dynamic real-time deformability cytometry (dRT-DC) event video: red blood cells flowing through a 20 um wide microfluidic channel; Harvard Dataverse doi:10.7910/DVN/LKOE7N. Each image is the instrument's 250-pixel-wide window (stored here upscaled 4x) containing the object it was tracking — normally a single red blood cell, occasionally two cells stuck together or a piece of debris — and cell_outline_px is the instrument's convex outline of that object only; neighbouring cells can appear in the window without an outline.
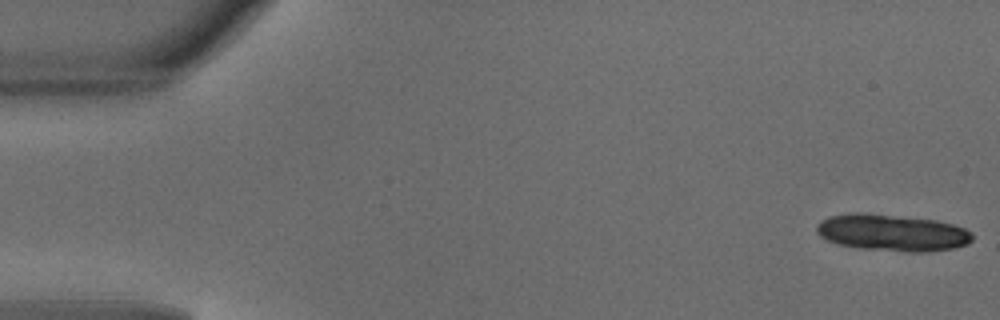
{"species": "common noctule bat (a hibernating species)", "species_latin": "Nyctalus noctula", "temperature_condition": "warm", "stored_images_in_passage": 30, "camera_frame_rate_fps": 3000, "um_per_image_px": 0.085, "animal": {"sex": "male", "body_mass_g": 18.8}, "frame": {"image": 1, "passage_image": 1, "time_ms": 0.0, "image_size_px": [1000, 320], "cell_outline_px": [[972, 240], [968, 244], [952, 248], [928, 252], [904, 252], [860, 248], [836, 244], [820, 236], [816, 232], [816, 224], [820, 220], [828, 216], [848, 212], [860, 212], [936, 220], [952, 224], [964, 228], [972, 232]], "centroid_in_image_um": [75.79, 19.77], "position_along_channel_um": 9.2, "area_um2": 33.64}}
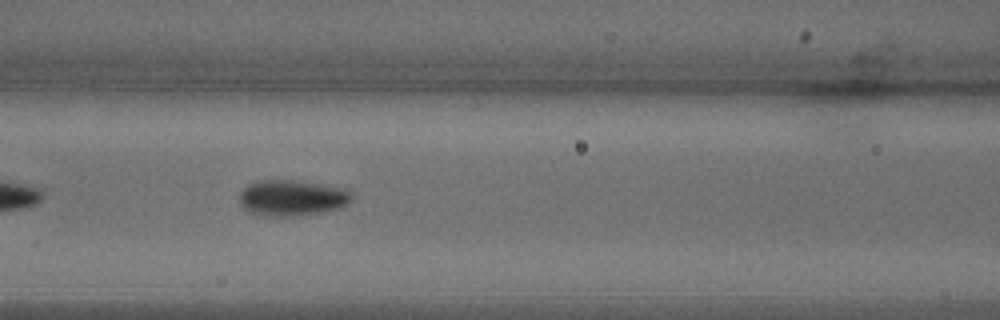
{"frame": {"image": 2, "passage_image": 21, "time_ms": 6.667, "image_size_px": [1000, 320], "cell_outline_px": [[352, 200], [348, 204], [340, 208], [320, 212], [288, 216], [256, 216], [244, 208], [240, 204], [240, 192], [248, 184], [256, 180], [292, 180], [344, 188], [352, 196]], "centroid_in_image_um": [24.77, 16.82], "position_along_channel_um": 141.8, "area_um2": 23.41}}
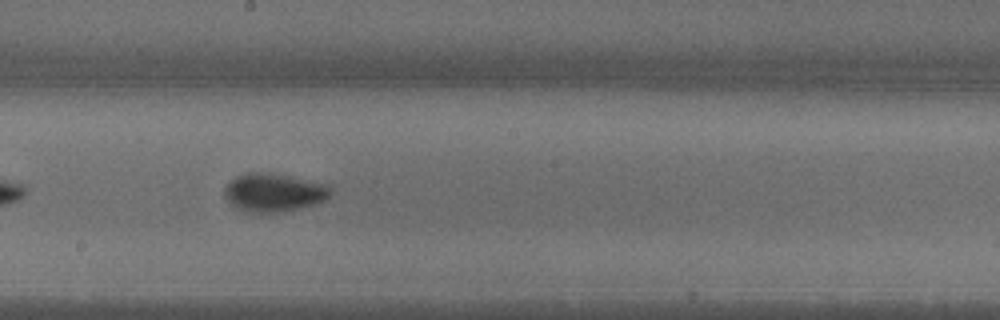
{"frame": {"image": 3, "passage_image": 27, "time_ms": 8.667, "image_size_px": [1000, 320], "cell_outline_px": [[332, 192], [324, 200], [300, 208], [276, 212], [256, 212], [236, 208], [224, 196], [224, 188], [236, 176], [248, 172], [260, 172], [288, 176], [328, 184], [332, 188]], "centroid_in_image_um": [23.27, 16.35], "position_along_channel_um": 224.9, "area_um2": 23.24}}